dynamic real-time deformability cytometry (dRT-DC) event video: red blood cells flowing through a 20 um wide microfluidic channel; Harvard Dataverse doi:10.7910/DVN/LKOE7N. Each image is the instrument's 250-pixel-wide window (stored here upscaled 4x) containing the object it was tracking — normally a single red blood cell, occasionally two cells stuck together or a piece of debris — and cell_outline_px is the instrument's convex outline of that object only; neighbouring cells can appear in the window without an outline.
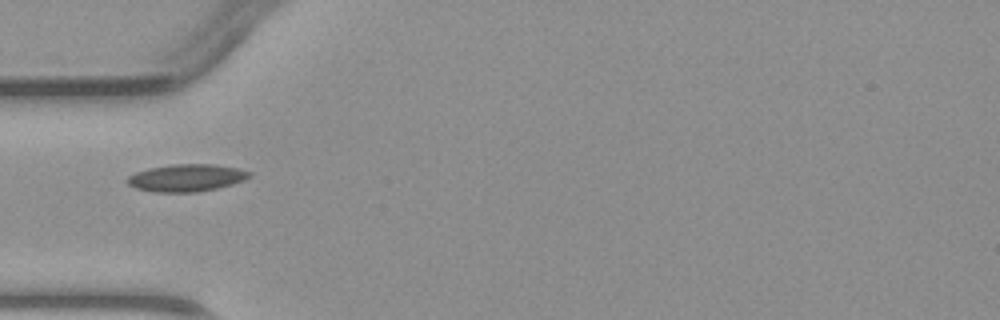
{"species": "common noctule bat (a hibernating species)", "species_latin": "Nyctalus noctula", "temperature_condition": "warm", "stored_images_in_passage": 6, "camera_frame_rate_fps": 3000, "um_per_image_px": 0.085, "animal": {"sex": "male", "body_mass_g": 23.1, "forearm_length_mm": 52.7}, "frame": {"image": 1, "passage_image": 5, "time_ms": 4.667, "image_size_px": [1000, 320], "cell_outline_px": [[252, 172], [244, 180], [232, 184], [216, 188], [196, 192], [152, 192], [136, 188], [128, 184], [124, 180], [128, 176], [136, 172], [148, 168], [172, 164], [212, 164], [236, 168]], "centroid_in_image_um": [15.79, 15.11], "position_along_channel_um": 69.2, "area_um2": 19.36}}
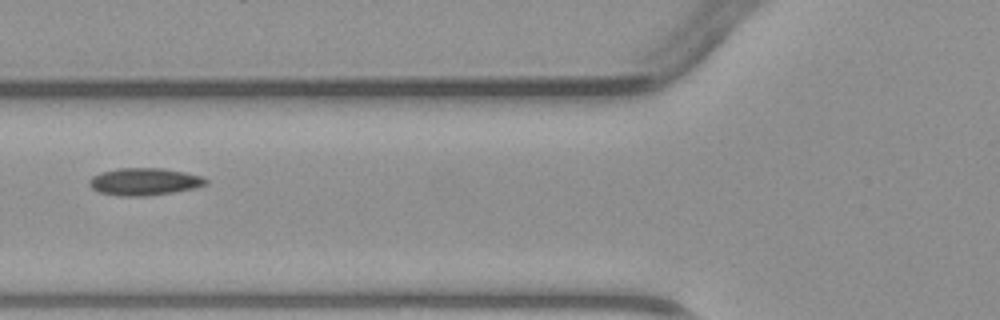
{"frame": {"image": 2, "passage_image": 6, "time_ms": 5.667, "image_size_px": [1000, 320], "cell_outline_px": [[208, 184], [192, 188], [172, 192], [144, 196], [124, 196], [100, 192], [92, 188], [88, 184], [88, 180], [92, 176], [100, 172], [120, 168], [164, 168], [204, 176], [208, 180]], "centroid_in_image_um": [12.27, 15.42], "position_along_channel_um": 113.5, "area_um2": 18.5}}